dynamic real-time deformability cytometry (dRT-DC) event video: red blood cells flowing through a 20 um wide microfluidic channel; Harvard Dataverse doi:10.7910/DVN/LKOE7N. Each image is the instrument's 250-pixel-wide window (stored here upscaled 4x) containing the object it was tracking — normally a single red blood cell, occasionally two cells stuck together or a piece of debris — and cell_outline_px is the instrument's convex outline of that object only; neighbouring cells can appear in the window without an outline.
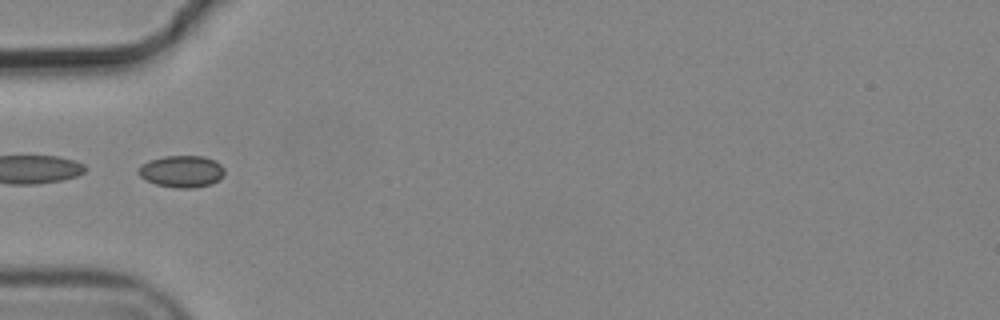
{"species": "common noctule bat (a hibernating species)", "species_latin": "Nyctalus noctula", "temperature_condition": "cold", "stored_images_in_passage": 3, "camera_frame_rate_fps": 3000, "um_per_image_px": 0.085, "animal": {"sex": "male", "body_mass_g": 19.2, "forearm_length_mm": 51.8}, "frame": {"image": 1, "passage_image": 3, "time_ms": 0.667, "image_size_px": [1000, 320], "cell_outline_px": [[224, 176], [220, 180], [212, 184], [192, 188], [176, 188], [156, 184], [140, 176], [136, 172], [136, 168], [140, 164], [148, 160], [164, 156], [204, 156], [216, 160], [224, 168]], "centroid_in_image_um": [15.44, 14.56], "position_along_channel_um": 69.6, "area_um2": 16.3}}